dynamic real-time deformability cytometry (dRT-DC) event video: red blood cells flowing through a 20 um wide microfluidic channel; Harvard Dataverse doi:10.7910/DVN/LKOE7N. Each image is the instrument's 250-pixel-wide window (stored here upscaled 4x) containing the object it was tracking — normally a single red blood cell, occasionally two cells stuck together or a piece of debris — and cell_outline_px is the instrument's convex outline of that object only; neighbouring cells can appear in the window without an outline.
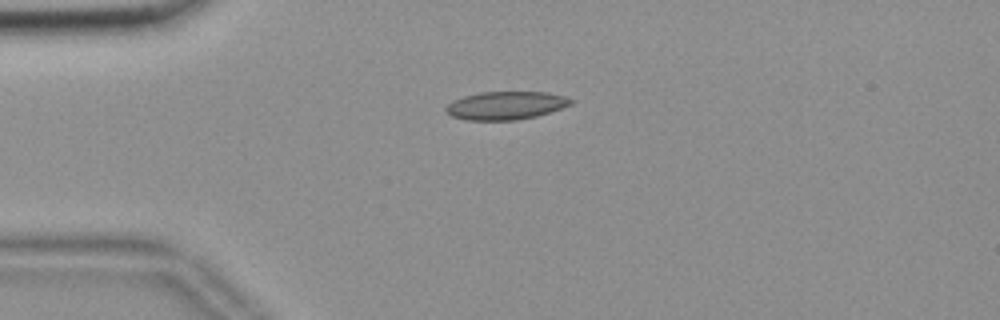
{"species": "common noctule bat (a hibernating species)", "species_latin": "Nyctalus noctula", "temperature_condition": "room temperature", "stored_images_in_passage": 35, "camera_frame_rate_fps": 3000, "um_per_image_px": 0.085, "animal": {"sex": "female", "body_mass_g": 18.4}, "frame": {"image": 1, "passage_image": 1, "time_ms": 0.0, "image_size_px": [1000, 320], "cell_outline_px": [[576, 100], [572, 104], [536, 116], [516, 120], [464, 120], [452, 116], [444, 112], [444, 108], [452, 100], [464, 96], [480, 92], [548, 92], [564, 96]], "centroid_in_image_um": [42.96, 8.96], "position_along_channel_um": 42.0, "area_um2": 20.58}}
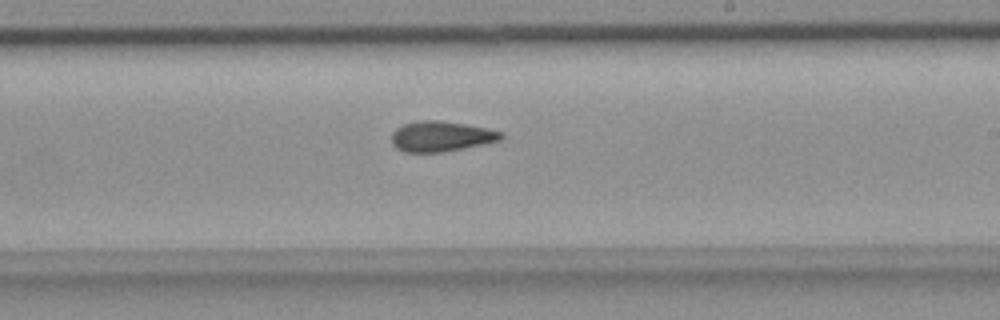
{"frame": {"image": 2, "passage_image": 20, "time_ms": 6.333, "image_size_px": [1000, 320], "cell_outline_px": [[504, 136], [500, 140], [464, 148], [440, 152], [404, 152], [396, 148], [392, 144], [392, 132], [396, 128], [404, 124], [416, 120], [440, 120], [488, 128], [504, 132]], "centroid_in_image_um": [37.48, 11.58], "position_along_channel_um": 251.5, "area_um2": 19.42}}
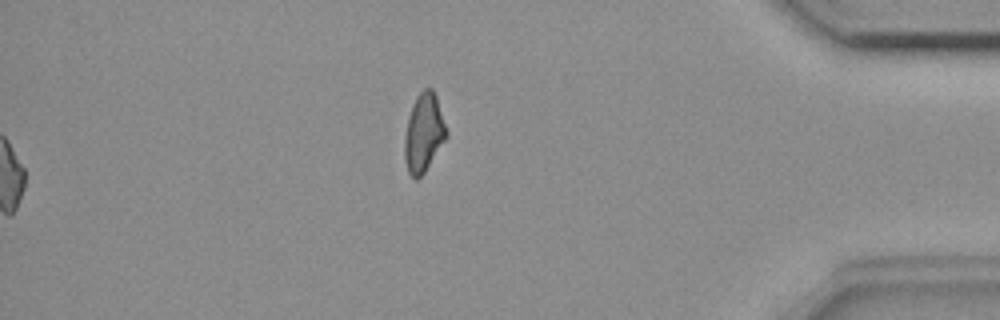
{"frame": {"image": 3, "passage_image": 35, "time_ms": 11.333, "image_size_px": [1000, 320], "cell_outline_px": [[448, 136], [424, 172], [416, 180], [408, 172], [404, 160], [404, 140], [408, 116], [412, 104], [416, 96], [424, 88], [432, 88], [436, 96], [448, 132]], "centroid_in_image_um": [36.01, 11.28], "position_along_channel_um": 399.2, "area_um2": 19.13}, "authors_computed_cell_mechanics": {"area_um2": 19.5364, "velocity_mm_per_s": 3.6814, "shape_relaxation_time_tau1_ms": null, "shape_relaxation_time_tau2_ms": 4.5904, "deformation_change_tau1": null, "deformation_change_tau2": 0.0991}}